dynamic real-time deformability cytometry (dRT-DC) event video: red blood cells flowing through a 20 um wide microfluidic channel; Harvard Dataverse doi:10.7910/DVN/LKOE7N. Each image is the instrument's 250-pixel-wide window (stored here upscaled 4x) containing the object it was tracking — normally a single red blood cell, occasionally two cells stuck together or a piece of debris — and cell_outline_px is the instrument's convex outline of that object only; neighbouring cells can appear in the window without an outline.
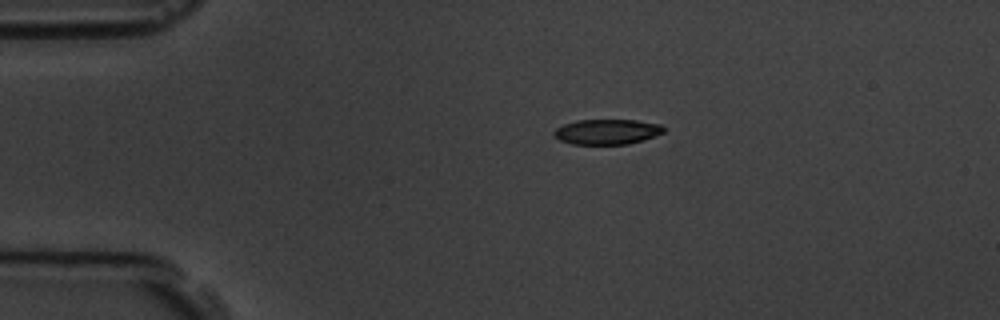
{"species": "common noctule bat (a hibernating species)", "species_latin": "Nyctalus noctula", "temperature_condition": "room temperature", "stored_images_in_passage": 9, "camera_frame_rate_fps": 3000, "um_per_image_px": 0.085, "animal": {"sex": "male", "body_mass_g": 19.5, "forearm_length_mm": 54.6}, "frame": {"image": 1, "passage_image": 1, "time_ms": 0.0, "image_size_px": [1000, 320], "cell_outline_px": [[664, 132], [628, 144], [572, 144], [560, 140], [552, 132], [556, 128], [564, 124], [576, 120], [636, 120], [660, 124], [664, 128]], "centroid_in_image_um": [51.56, 11.19], "position_along_channel_um": 33.4, "area_um2": 15.9}}
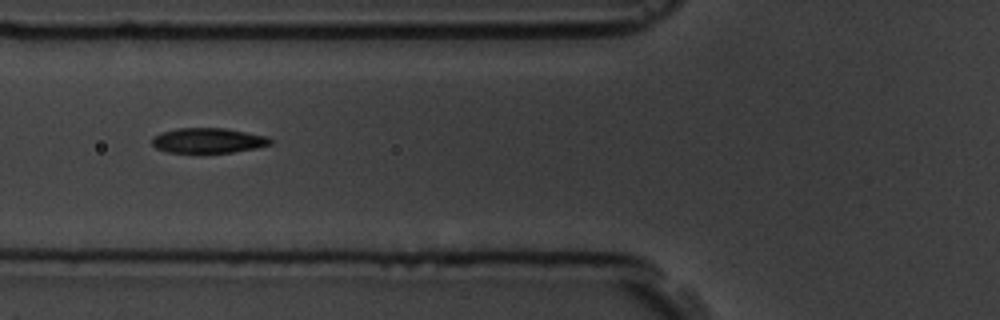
{"frame": {"image": 2, "passage_image": 4, "time_ms": 3.333, "image_size_px": [1000, 320], "cell_outline_px": [[272, 144], [256, 148], [232, 152], [168, 152], [156, 148], [152, 144], [152, 136], [160, 132], [176, 128], [224, 128], [268, 136], [272, 140]], "centroid_in_image_um": [17.68, 11.93], "position_along_channel_um": 108.1, "area_um2": 17.28}}
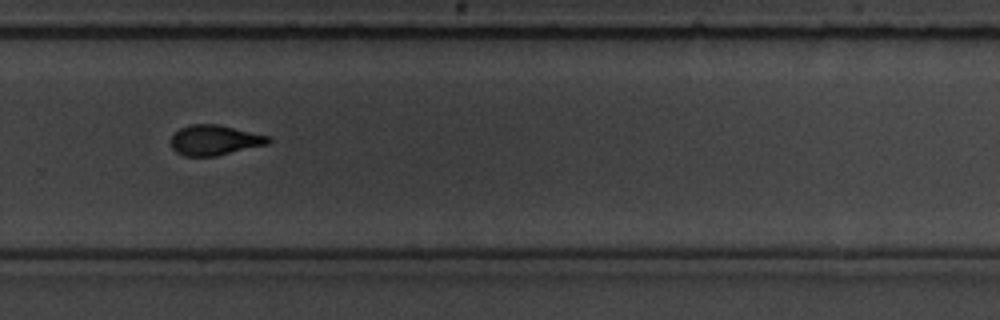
{"frame": {"image": 3, "passage_image": 9, "time_ms": 9.0, "image_size_px": [1000, 320], "cell_outline_px": [[272, 140], [268, 144], [216, 156], [184, 156], [176, 152], [172, 148], [172, 136], [180, 128], [188, 124], [220, 124], [268, 136]], "centroid_in_image_um": [18.24, 11.91], "position_along_channel_um": 311.6, "area_um2": 17.11}}